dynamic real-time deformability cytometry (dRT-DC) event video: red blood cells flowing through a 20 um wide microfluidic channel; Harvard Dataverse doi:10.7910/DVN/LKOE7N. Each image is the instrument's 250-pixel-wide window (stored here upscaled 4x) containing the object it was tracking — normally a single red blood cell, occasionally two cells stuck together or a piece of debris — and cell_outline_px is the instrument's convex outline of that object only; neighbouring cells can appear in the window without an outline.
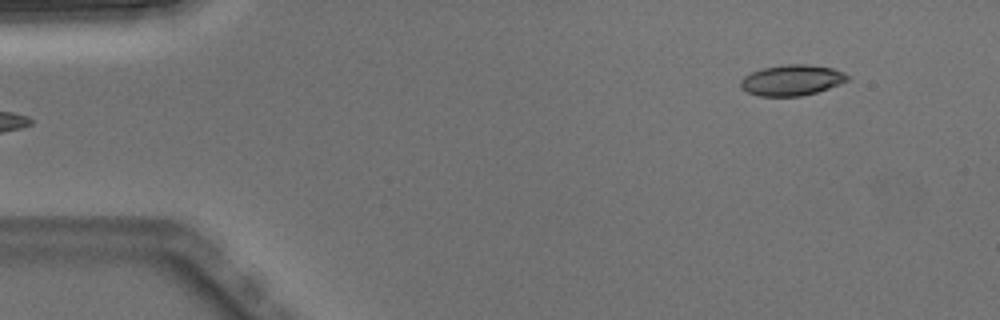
{"species": "Egyptian fruit bat (a non-hibernating species)", "species_latin": "Rousettus aegyptiacus", "temperature_condition": "warm", "stored_images_in_passage": 4, "camera_frame_rate_fps": 3000, "um_per_image_px": 0.085, "animal": {"sex": "male"}, "frame": {"image": 1, "passage_image": 4, "time_ms": 1.0, "image_size_px": [1000, 320], "cell_outline_px": [[852, 76], [848, 80], [828, 88], [816, 92], [800, 96], [760, 96], [748, 92], [740, 88], [740, 80], [744, 76], [752, 72], [764, 68], [784, 64], [808, 64], [832, 68], [844, 72]], "centroid_in_image_um": [67.31, 6.81], "position_along_channel_um": 17.7, "area_um2": 19.13}}